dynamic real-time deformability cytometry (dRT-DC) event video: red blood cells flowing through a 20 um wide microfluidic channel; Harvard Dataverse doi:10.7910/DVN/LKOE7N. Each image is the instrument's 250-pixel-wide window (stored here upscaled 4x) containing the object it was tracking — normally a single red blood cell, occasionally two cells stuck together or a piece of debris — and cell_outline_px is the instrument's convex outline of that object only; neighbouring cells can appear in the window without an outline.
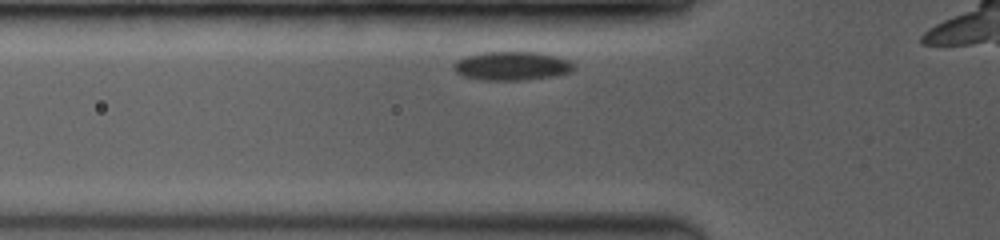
{"species": "common noctule bat (a hibernating species)", "species_latin": "Nyctalus noctula", "temperature_condition": "room temperature", "stored_images_in_passage": 5, "camera_frame_rate_fps": 3500, "um_per_image_px": 0.085, "animal": {"sex": "female", "body_mass_g": 19.0, "forearm_length_mm": 53.3}, "frame": {"image": 1, "passage_image": 2, "time_ms": 0.286, "image_size_px": [1000, 240], "cell_outline_px": [[576, 68], [572, 72], [560, 76], [524, 80], [480, 80], [464, 76], [456, 72], [452, 68], [452, 64], [456, 60], [468, 56], [484, 52], [536, 52], [556, 56], [568, 60], [576, 64]], "centroid_in_image_um": [43.56, 5.62], "position_along_channel_um": 82.2, "area_um2": 20.46}}
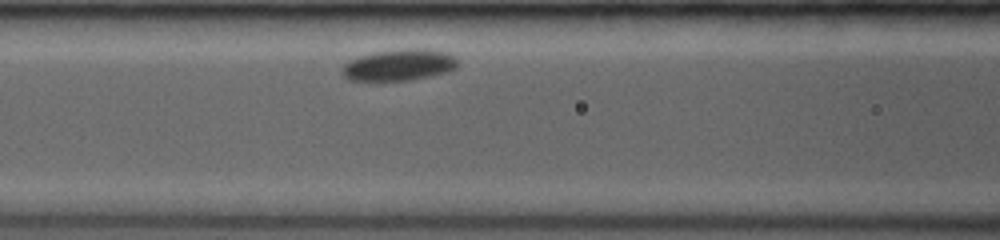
{"frame": {"image": 2, "passage_image": 4, "time_ms": 1.714, "image_size_px": [1000, 240], "cell_outline_px": [[456, 68], [448, 72], [432, 76], [408, 80], [376, 84], [348, 80], [340, 72], [344, 64], [348, 60], [360, 56], [376, 52], [408, 48], [424, 48], [444, 52], [456, 56]], "centroid_in_image_um": [33.85, 5.57], "position_along_channel_um": 132.8, "area_um2": 22.02}}